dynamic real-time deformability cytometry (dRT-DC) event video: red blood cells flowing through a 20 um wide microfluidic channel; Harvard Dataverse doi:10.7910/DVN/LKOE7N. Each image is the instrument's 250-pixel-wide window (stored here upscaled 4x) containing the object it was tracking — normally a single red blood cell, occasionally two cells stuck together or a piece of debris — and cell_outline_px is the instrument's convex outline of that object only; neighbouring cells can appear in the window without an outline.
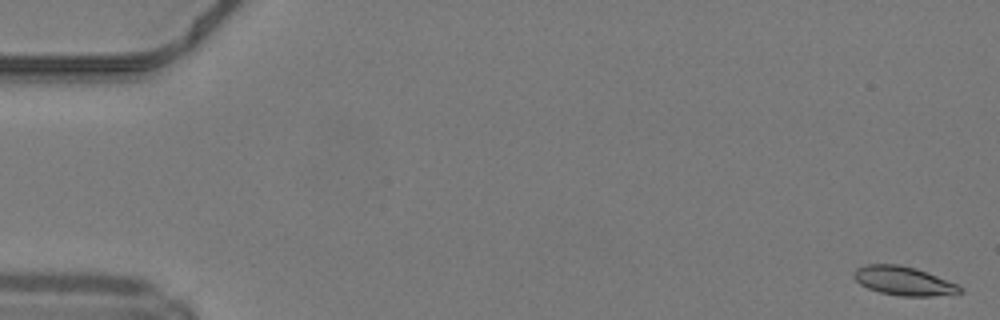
{"species": "common noctule bat (a hibernating species)", "species_latin": "Nyctalus noctula", "temperature_condition": "warm", "stored_images_in_passage": 12, "camera_frame_rate_fps": 3000, "um_per_image_px": 0.085, "animal": {"sex": "male", "body_mass_g": 19.2, "forearm_length_mm": 51.8}, "frame": {"image": 1, "passage_image": 1, "time_ms": 0.0, "image_size_px": [1000, 320], "cell_outline_px": [[964, 292], [932, 296], [900, 296], [880, 292], [868, 288], [860, 284], [852, 276], [852, 272], [856, 268], [864, 264], [900, 264], [916, 268], [960, 284], [964, 288]], "centroid_in_image_um": [76.83, 23.87], "position_along_channel_um": 8.2, "area_um2": 18.15}}